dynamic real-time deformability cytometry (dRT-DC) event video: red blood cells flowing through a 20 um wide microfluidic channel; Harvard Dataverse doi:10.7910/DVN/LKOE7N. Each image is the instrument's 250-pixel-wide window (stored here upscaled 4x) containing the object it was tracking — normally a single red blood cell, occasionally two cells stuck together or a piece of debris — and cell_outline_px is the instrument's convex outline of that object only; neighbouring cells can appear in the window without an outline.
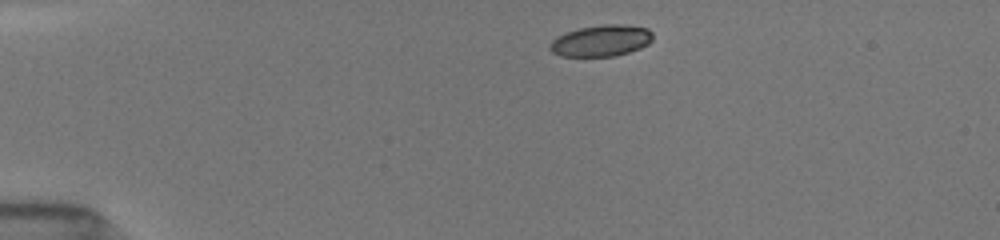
{"species": "common noctule bat (a hibernating species)", "species_latin": "Nyctalus noctula", "temperature_condition": "room temperature", "stored_images_in_passage": 4, "camera_frame_rate_fps": 3000, "um_per_image_px": 0.085, "animal": {"sex": "female", "body_mass_g": 19.5, "forearm_length_mm": 54.1}, "frame": {"image": 1, "passage_image": 1, "time_ms": 0.0, "image_size_px": [1000, 240], "cell_outline_px": [[652, 40], [648, 44], [640, 48], [616, 56], [560, 56], [552, 52], [548, 48], [548, 44], [556, 36], [580, 28], [604, 24], [628, 24], [648, 28], [652, 32]], "centroid_in_image_um": [51.1, 3.45], "position_along_channel_um": 33.9, "area_um2": 18.96}}
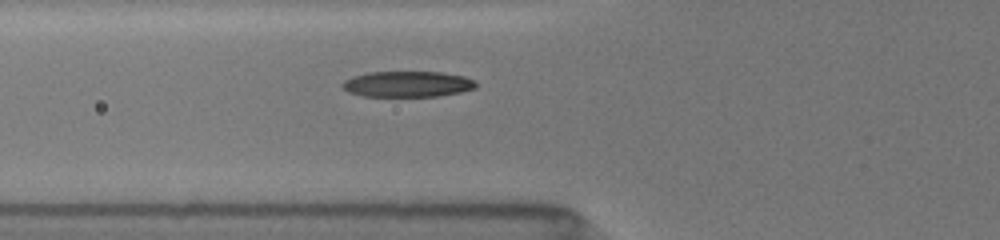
{"frame": {"image": 2, "passage_image": 4, "time_ms": 3.0, "image_size_px": [1000, 240], "cell_outline_px": [[476, 88], [460, 92], [436, 96], [364, 96], [348, 92], [340, 88], [340, 84], [344, 80], [352, 76], [368, 72], [440, 72], [464, 76], [476, 80]], "centroid_in_image_um": [34.6, 7.14], "position_along_channel_um": 91.2, "area_um2": 20.23}}